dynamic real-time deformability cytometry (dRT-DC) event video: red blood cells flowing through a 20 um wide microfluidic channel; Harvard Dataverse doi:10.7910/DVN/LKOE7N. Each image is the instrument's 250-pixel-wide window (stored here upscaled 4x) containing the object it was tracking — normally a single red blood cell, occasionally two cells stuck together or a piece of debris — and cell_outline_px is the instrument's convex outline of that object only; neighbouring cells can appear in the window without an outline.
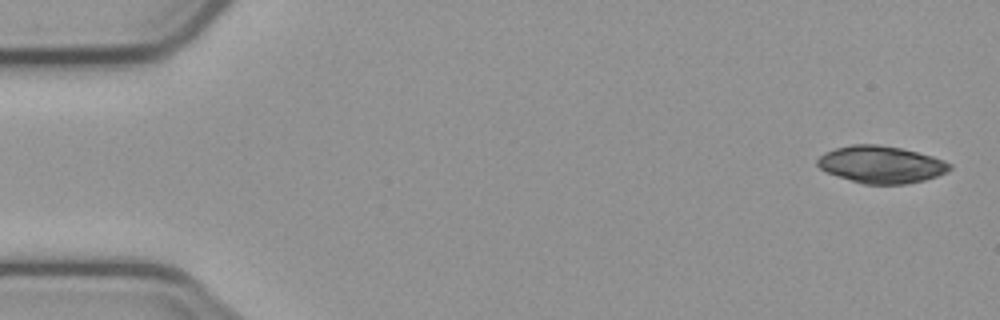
{"species": "common noctule bat (a hibernating species)", "species_latin": "Nyctalus noctula", "temperature_condition": "cold", "stored_images_in_passage": 6, "camera_frame_rate_fps": 3000, "um_per_image_px": 0.085, "animal": {"sex": "male", "body_mass_g": 23.1, "forearm_length_mm": 52.7}, "frame": {"image": 1, "passage_image": 1, "time_ms": 0.0, "image_size_px": [1000, 320], "cell_outline_px": [[952, 168], [948, 172], [924, 180], [904, 184], [864, 184], [828, 172], [820, 168], [816, 164], [816, 160], [824, 152], [836, 148], [852, 144], [876, 144], [900, 148], [932, 156], [944, 160], [952, 164]], "centroid_in_image_um": [74.91, 13.98], "position_along_channel_um": 10.1, "area_um2": 28.44}}